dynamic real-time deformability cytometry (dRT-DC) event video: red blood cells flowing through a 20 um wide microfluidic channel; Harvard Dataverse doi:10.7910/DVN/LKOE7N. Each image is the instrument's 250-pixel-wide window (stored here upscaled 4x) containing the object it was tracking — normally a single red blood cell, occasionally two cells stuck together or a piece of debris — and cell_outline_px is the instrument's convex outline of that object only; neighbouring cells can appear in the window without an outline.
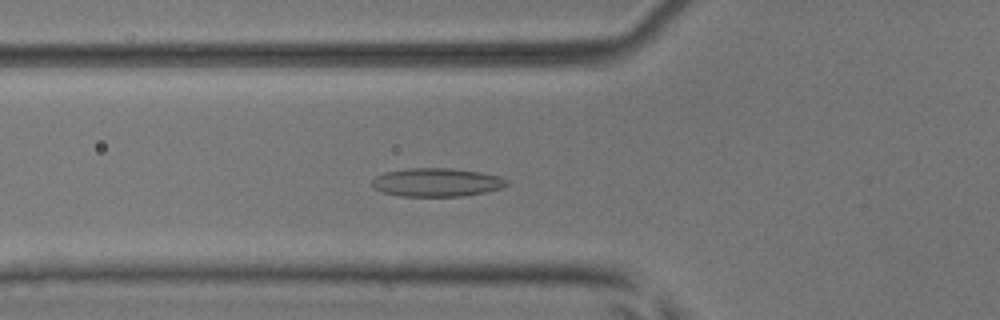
{"species": "common noctule bat (a hibernating species)", "species_latin": "Nyctalus noctula", "temperature_condition": "room temperature", "stored_images_in_passage": 55, "camera_frame_rate_fps": 3000, "um_per_image_px": 0.085, "animal": {"sex": "male", "body_mass_g": 17.9, "forearm_length_mm": 54.2}, "frame": {"image": 1, "passage_image": 20, "time_ms": 6.333, "image_size_px": [1000, 320], "cell_outline_px": [[508, 184], [500, 188], [484, 192], [464, 196], [400, 196], [384, 192], [376, 188], [372, 184], [372, 180], [376, 176], [384, 172], [408, 168], [452, 168], [480, 172], [500, 176], [508, 180]], "centroid_in_image_um": [37.13, 15.49], "position_along_channel_um": 88.7, "area_um2": 22.25}}
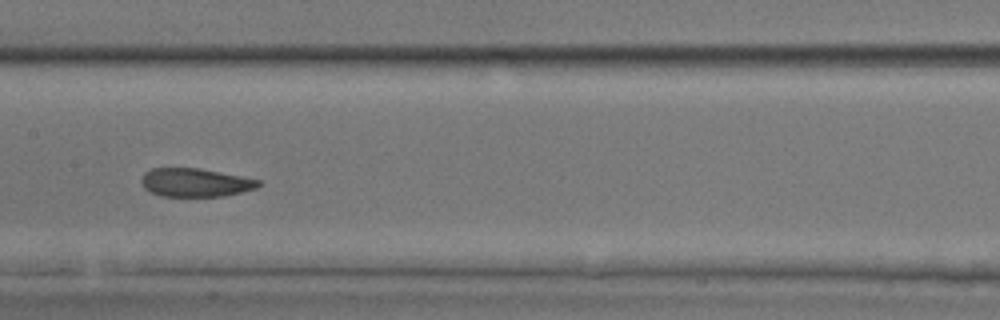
{"frame": {"image": 2, "passage_image": 28, "time_ms": 9.0, "image_size_px": [1000, 320], "cell_outline_px": [[260, 184], [256, 188], [224, 196], [160, 196], [144, 188], [140, 180], [144, 172], [152, 168], [200, 168], [260, 180]], "centroid_in_image_um": [16.56, 15.51], "position_along_channel_um": 190.8, "area_um2": 19.31}}
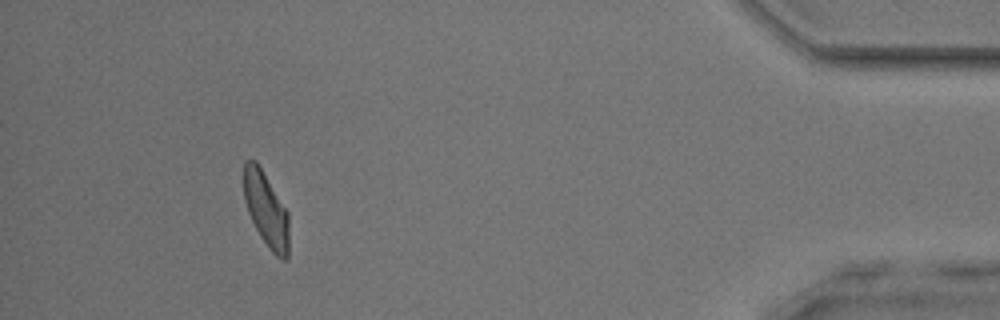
{"frame": {"image": 3, "passage_image": 50, "time_ms": 16.333, "image_size_px": [1000, 320], "cell_outline_px": [[288, 260], [284, 260], [276, 256], [268, 248], [260, 236], [248, 212], [244, 200], [244, 160], [256, 160], [288, 212]], "centroid_in_image_um": [22.62, 17.82], "position_along_channel_um": 412.6, "area_um2": 19.48}, "authors_computed_cell_mechanics": {"area_um2": 20.7502, "velocity_mm_per_s": 3.8244, "shape_relaxation_time_tau1_ms": 6.0367, "shape_relaxation_time_tau2_ms": 2.1037, "deformation_change_tau1": 0.1316, "deformation_change_tau2": 0.0797}}